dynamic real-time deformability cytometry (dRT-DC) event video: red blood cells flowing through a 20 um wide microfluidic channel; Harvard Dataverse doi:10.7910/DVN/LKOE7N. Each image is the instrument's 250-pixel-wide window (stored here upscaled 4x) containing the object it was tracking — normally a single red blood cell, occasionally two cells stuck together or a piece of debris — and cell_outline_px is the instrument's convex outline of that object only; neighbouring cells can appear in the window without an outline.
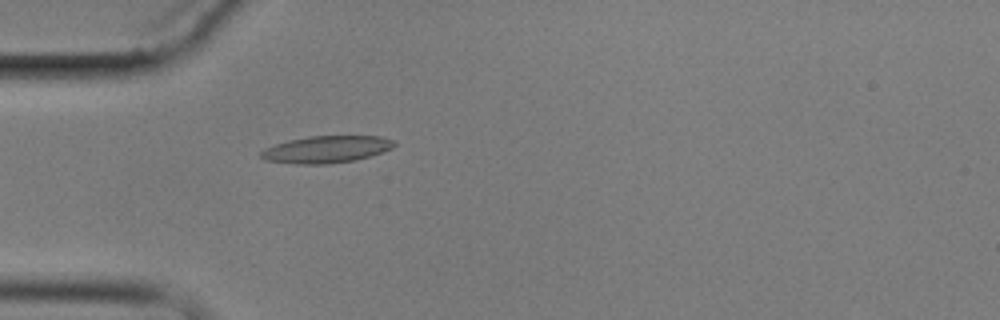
{"species": "common noctule bat (a hibernating species)", "species_latin": "Nyctalus noctula", "temperature_condition": "cold", "stored_images_in_passage": 3, "camera_frame_rate_fps": 3000, "um_per_image_px": 0.085, "animal": {"sex": "male", "body_mass_g": 17.9}, "frame": {"image": 1, "passage_image": 3, "time_ms": 3.0, "image_size_px": [1000, 320], "cell_outline_px": [[396, 144], [392, 148], [356, 160], [328, 164], [296, 164], [264, 160], [260, 156], [260, 152], [264, 148], [288, 140], [308, 136], [380, 136], [392, 140]], "centroid_in_image_um": [27.7, 12.7], "position_along_channel_um": 57.3, "area_um2": 20.92}}